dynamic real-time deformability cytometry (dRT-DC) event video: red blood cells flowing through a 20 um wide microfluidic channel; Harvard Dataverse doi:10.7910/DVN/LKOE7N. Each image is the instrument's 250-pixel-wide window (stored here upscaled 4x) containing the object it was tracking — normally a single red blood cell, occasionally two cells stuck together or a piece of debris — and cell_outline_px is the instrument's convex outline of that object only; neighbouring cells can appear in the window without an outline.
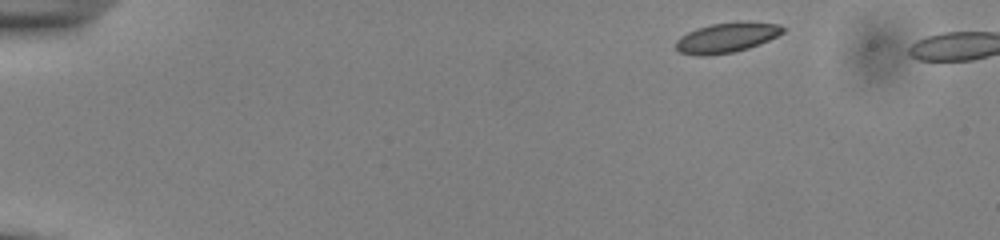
{"species": "common noctule bat (a hibernating species)", "species_latin": "Nyctalus noctula", "temperature_condition": "cold", "stored_images_in_passage": 46, "camera_frame_rate_fps": 3000, "um_per_image_px": 0.085, "animal": {"sex": "male", "body_mass_g": 13.0, "forearm_length_mm": 53.1}, "frame": {"image": 1, "passage_image": 1, "time_ms": 0.0, "image_size_px": [1000, 240], "cell_outline_px": [[788, 28], [784, 32], [760, 44], [748, 48], [732, 52], [708, 56], [696, 56], [680, 52], [676, 48], [676, 40], [680, 36], [696, 28], [712, 24], [748, 20], [780, 24]], "centroid_in_image_um": [61.8, 3.18], "position_along_channel_um": 23.2, "area_um2": 19.02}}
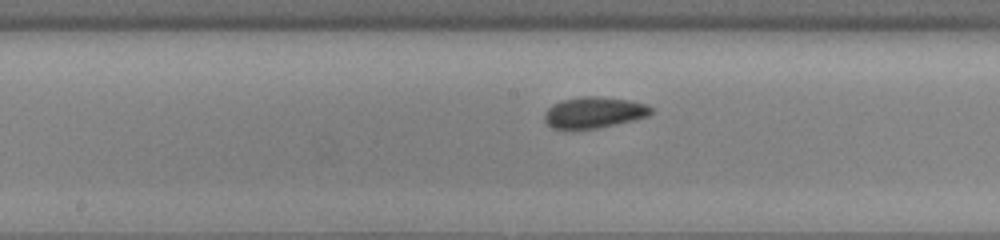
{"frame": {"image": 2, "passage_image": 23, "time_ms": 7.333, "image_size_px": [1000, 240], "cell_outline_px": [[652, 112], [648, 116], [616, 124], [596, 128], [552, 128], [544, 120], [544, 112], [552, 104], [560, 100], [584, 96], [596, 96], [628, 100], [648, 104], [652, 108]], "centroid_in_image_um": [50.48, 9.54], "position_along_channel_um": 197.7, "area_um2": 19.19}}
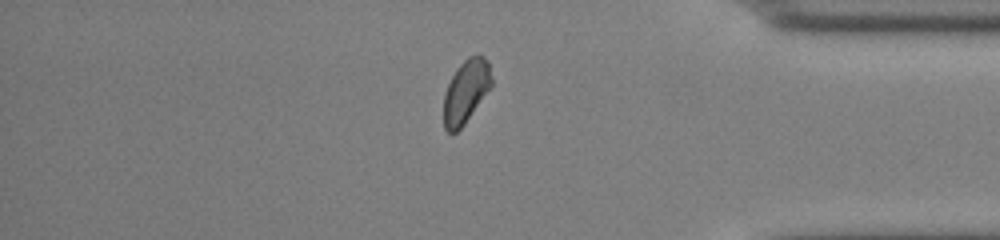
{"frame": {"image": 3, "passage_image": 40, "time_ms": 13.0, "image_size_px": [1000, 240], "cell_outline_px": [[492, 84], [464, 124], [452, 136], [444, 128], [444, 92], [456, 68], [468, 56], [484, 56], [488, 60], [492, 80]], "centroid_in_image_um": [39.58, 7.77], "position_along_channel_um": 395.6, "area_um2": 17.46}}